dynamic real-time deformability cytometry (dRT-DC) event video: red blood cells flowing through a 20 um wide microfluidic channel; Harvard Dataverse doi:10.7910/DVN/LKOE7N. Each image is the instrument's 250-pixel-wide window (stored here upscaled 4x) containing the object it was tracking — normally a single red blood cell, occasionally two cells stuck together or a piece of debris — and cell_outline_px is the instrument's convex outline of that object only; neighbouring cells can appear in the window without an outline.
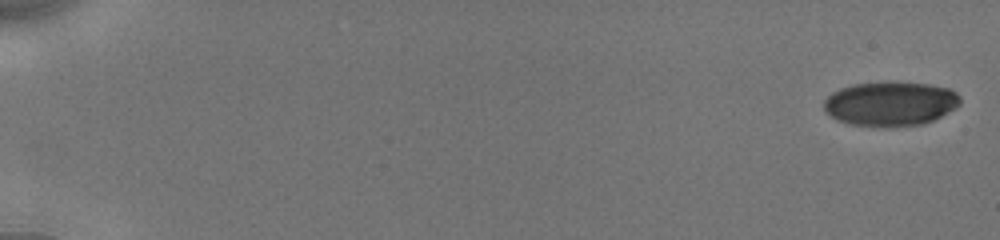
{"species": "human", "species_latin": "Homo sapiens", "temperature_condition": "cold", "stored_images_in_passage": 22, "camera_frame_rate_fps": 3000, "um_per_image_px": 0.085, "donor": {"sex": "male"}, "frame": {"image": 1, "passage_image": 1, "time_ms": 0.0, "image_size_px": [1000, 240], "cell_outline_px": [[960, 104], [956, 108], [924, 124], [888, 128], [884, 128], [848, 124], [836, 120], [824, 108], [824, 100], [832, 92], [840, 88], [852, 84], [888, 80], [928, 84], [948, 88], [956, 92], [960, 96]], "centroid_in_image_um": [75.68, 8.81], "position_along_channel_um": 9.3, "area_um2": 36.01}}
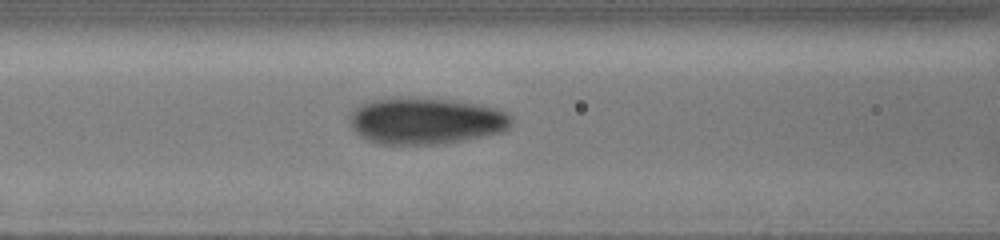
{"frame": {"image": 2, "passage_image": 16, "time_ms": 8.0, "image_size_px": [1000, 240], "cell_outline_px": [[512, 124], [504, 132], [460, 140], [436, 144], [380, 144], [364, 140], [352, 128], [348, 120], [348, 116], [360, 104], [372, 100], [392, 96], [452, 100], [476, 104], [496, 108], [508, 112], [512, 116]], "centroid_in_image_um": [36.15, 10.26], "position_along_channel_um": 130.4, "area_um2": 44.27}}
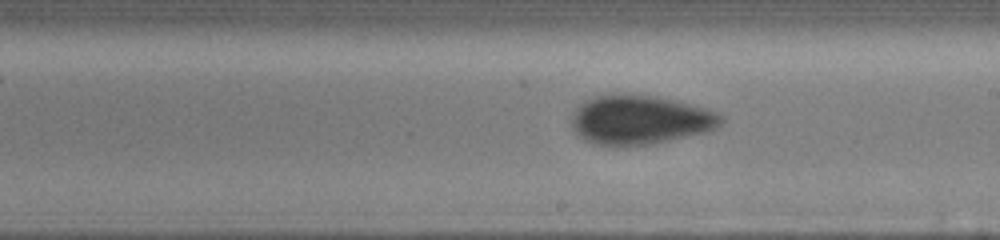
{"frame": {"image": 3, "passage_image": 22, "time_ms": 10.667, "image_size_px": [1000, 240], "cell_outline_px": [[724, 124], [708, 132], [648, 144], [616, 148], [596, 144], [584, 140], [572, 128], [572, 112], [584, 100], [596, 96], [656, 96], [676, 100], [704, 108], [716, 112], [724, 116]], "centroid_in_image_um": [54.41, 10.22], "position_along_channel_um": 234.6, "area_um2": 42.77}}